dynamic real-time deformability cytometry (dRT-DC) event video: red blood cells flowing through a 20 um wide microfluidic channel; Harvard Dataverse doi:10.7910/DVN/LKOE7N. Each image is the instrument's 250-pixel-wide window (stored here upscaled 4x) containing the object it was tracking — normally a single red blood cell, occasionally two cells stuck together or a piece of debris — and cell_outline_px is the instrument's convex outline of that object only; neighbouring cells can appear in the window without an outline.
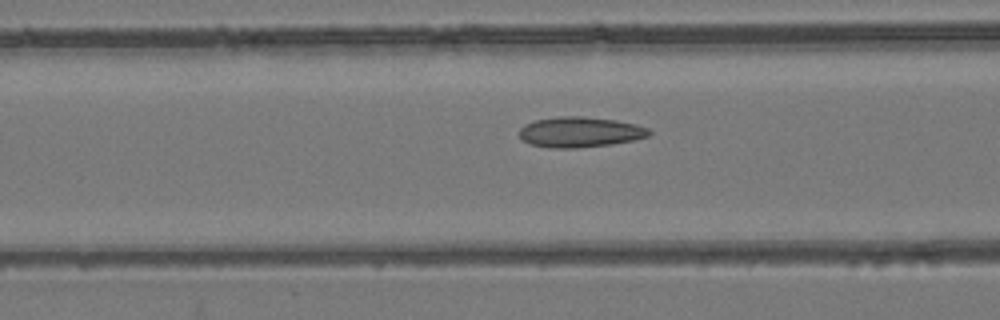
{"species": "common noctule bat (a hibernating species)", "species_latin": "Nyctalus noctula", "temperature_condition": "room temperature", "stored_images_in_passage": 47, "camera_frame_rate_fps": 3000, "um_per_image_px": 0.085, "animal": {"sex": "female", "body_mass_g": 24.6, "forearm_length_mm": 56.2}, "frame": {"image": 1, "passage_image": 16, "time_ms": 5.0, "image_size_px": [1000, 320], "cell_outline_px": [[652, 132], [648, 136], [632, 140], [612, 144], [576, 148], [552, 148], [528, 144], [520, 140], [520, 128], [524, 124], [536, 120], [560, 116], [584, 116], [616, 120], [636, 124], [648, 128]], "centroid_in_image_um": [49.27, 11.23], "position_along_channel_um": 117.3, "area_um2": 23.12}}
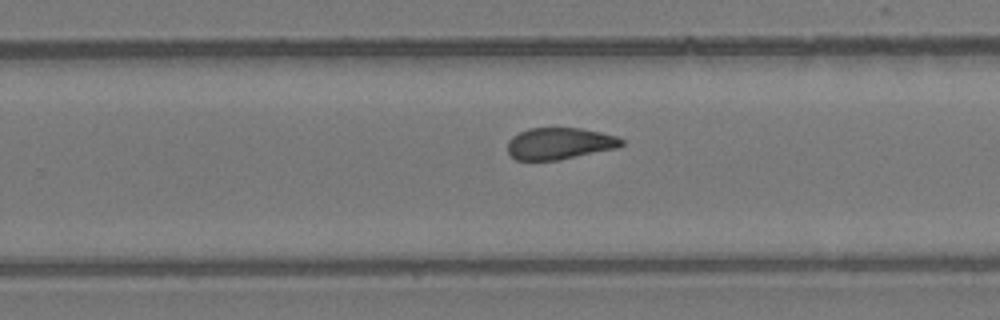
{"frame": {"image": 2, "passage_image": 29, "time_ms": 9.333, "image_size_px": [1000, 320], "cell_outline_px": [[624, 144], [616, 148], [560, 160], [516, 160], [508, 152], [508, 140], [512, 136], [528, 128], [580, 128], [600, 132], [616, 136], [624, 140]], "centroid_in_image_um": [47.55, 12.2], "position_along_channel_um": 282.2, "area_um2": 21.04}}
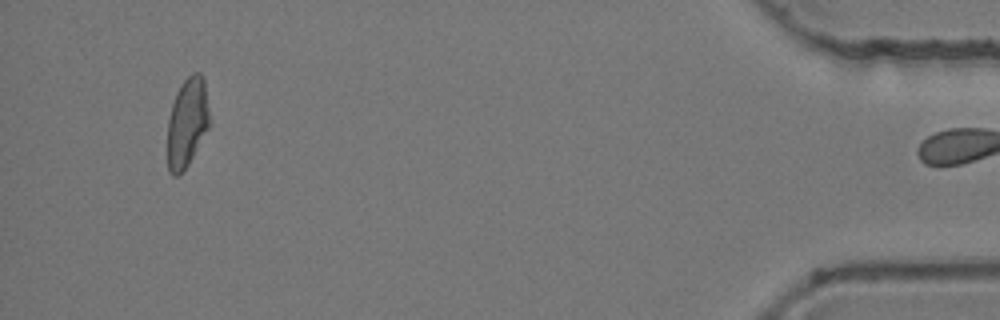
{"frame": {"image": 3, "passage_image": 46, "time_ms": 15.0, "image_size_px": [1000, 320], "cell_outline_px": [[208, 128], [188, 164], [176, 176], [172, 176], [168, 172], [168, 120], [172, 104], [176, 92], [180, 84], [192, 72], [200, 72], [204, 80], [208, 108]], "centroid_in_image_um": [15.89, 10.39], "position_along_channel_um": 419.3, "area_um2": 21.5}, "authors_computed_cell_mechanics": {"area_um2": 22.1374, "velocity_mm_per_s": 3.8196, "shape_relaxation_time_tau1_ms": null, "shape_relaxation_time_tau2_ms": 2.6923, "deformation_change_tau1": null, "deformation_change_tau2": 0.0938}}